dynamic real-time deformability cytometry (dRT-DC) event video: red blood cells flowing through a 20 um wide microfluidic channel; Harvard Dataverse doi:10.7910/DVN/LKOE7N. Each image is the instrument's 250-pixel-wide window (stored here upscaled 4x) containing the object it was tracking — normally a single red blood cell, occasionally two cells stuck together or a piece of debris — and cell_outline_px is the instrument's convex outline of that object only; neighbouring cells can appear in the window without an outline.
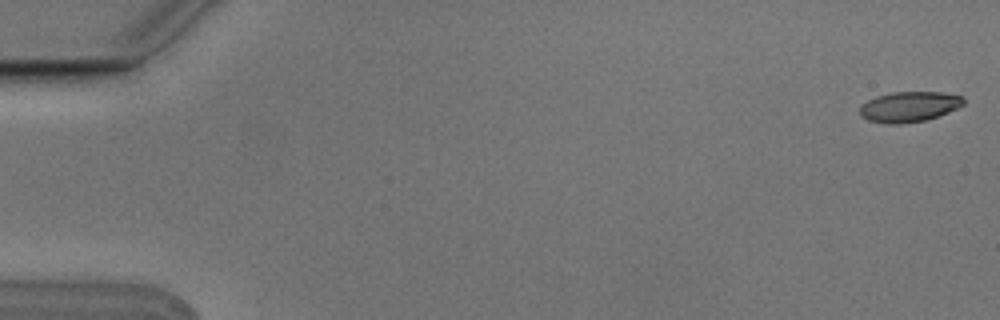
{"species": "Egyptian fruit bat (a non-hibernating species)", "species_latin": "Rousettus aegyptiacus", "temperature_condition": "cold", "stored_images_in_passage": 5, "segment_of_instrument_passage": [2, 2], "camera_frame_rate_fps": 3000, "um_per_image_px": 0.085, "animal": {"sex": "male"}, "frame": {"image": 1, "passage_image": 5, "time_ms": 1.333, "image_size_px": [1000, 320], "cell_outline_px": [[964, 104], [948, 112], [924, 120], [900, 124], [896, 124], [868, 120], [860, 116], [860, 104], [876, 96], [892, 92], [944, 92], [964, 96]], "centroid_in_image_um": [77.27, 9.05], "position_along_channel_um": 7.7, "area_um2": 18.26}}